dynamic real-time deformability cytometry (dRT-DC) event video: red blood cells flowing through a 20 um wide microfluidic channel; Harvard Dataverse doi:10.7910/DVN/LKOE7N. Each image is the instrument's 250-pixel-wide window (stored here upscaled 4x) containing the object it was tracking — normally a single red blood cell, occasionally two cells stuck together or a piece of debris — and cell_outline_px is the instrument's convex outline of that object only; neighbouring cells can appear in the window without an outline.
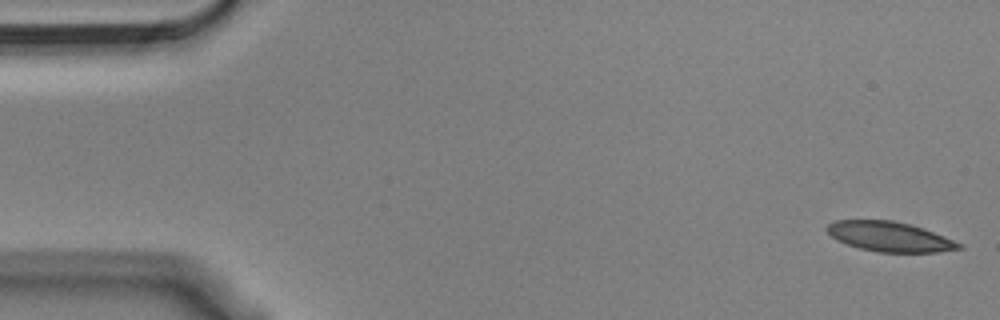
{"species": "Egyptian fruit bat (a non-hibernating species)", "species_latin": "Rousettus aegyptiacus", "temperature_condition": "cold", "stored_images_in_passage": 54, "camera_frame_rate_fps": 3000, "um_per_image_px": 0.085, "animal": {"sex": "male"}, "frame": {"image": 1, "passage_image": 1, "time_ms": 0.0, "image_size_px": [1000, 320], "cell_outline_px": [[964, 248], [936, 252], [876, 252], [860, 248], [836, 240], [824, 228], [828, 224], [836, 220], [892, 220], [924, 228], [964, 244]], "centroid_in_image_um": [75.64, 20.11], "position_along_channel_um": 9.4, "area_um2": 22.95}}
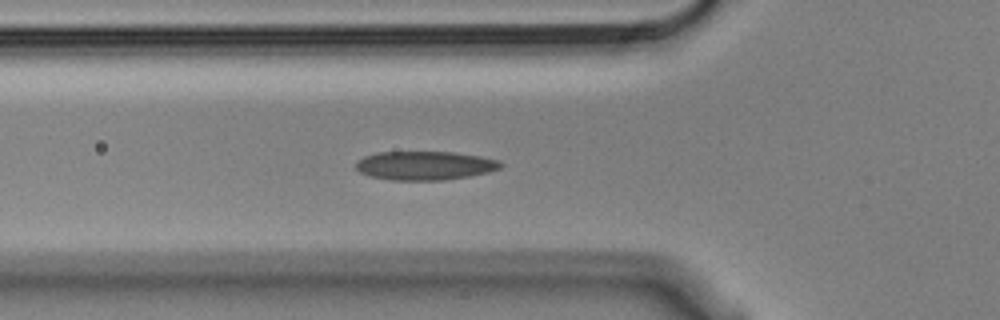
{"frame": {"image": 2, "passage_image": 18, "time_ms": 5.667, "image_size_px": [1000, 320], "cell_outline_px": [[504, 164], [500, 168], [488, 172], [468, 176], [444, 180], [392, 180], [368, 176], [360, 172], [356, 168], [356, 160], [364, 156], [376, 152], [452, 152], [480, 156], [500, 160]], "centroid_in_image_um": [36.1, 14.07], "position_along_channel_um": 89.7, "area_um2": 24.39}}
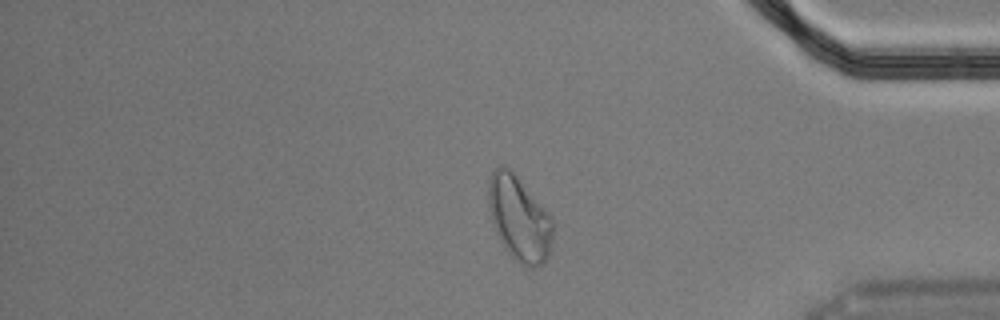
{"frame": {"image": 3, "passage_image": 45, "time_ms": 14.667, "image_size_px": [1000, 320], "cell_outline_px": [[552, 252], [544, 264], [532, 268], [528, 268], [520, 264], [508, 252], [496, 232], [488, 208], [488, 180], [492, 172], [500, 164], [504, 164], [516, 176], [552, 216]], "centroid_in_image_um": [44.15, 18.6], "position_along_channel_um": 391.1, "area_um2": 31.91}, "authors_computed_cell_mechanics": {"area_um2": 24.5361, "velocity_mm_per_s": 3.6074, "shape_relaxation_time_tau1_ms": 10.0491, "shape_relaxation_time_tau2_ms": 1.539, "deformation_change_tau1": 0.2076, "deformation_change_tau2": 0.0733}}